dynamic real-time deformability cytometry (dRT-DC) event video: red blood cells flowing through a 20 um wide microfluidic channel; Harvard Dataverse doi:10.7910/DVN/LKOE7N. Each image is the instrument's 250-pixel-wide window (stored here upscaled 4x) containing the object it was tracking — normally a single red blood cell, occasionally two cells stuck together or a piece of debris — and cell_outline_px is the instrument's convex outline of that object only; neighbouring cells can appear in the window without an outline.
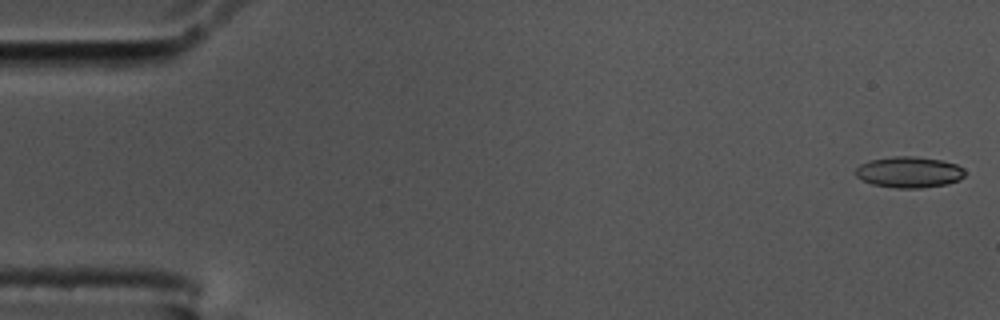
{"species": "common noctule bat (a hibernating species)", "species_latin": "Nyctalus noctula", "temperature_condition": "cold", "stored_images_in_passage": 32, "camera_frame_rate_fps": 3000, "um_per_image_px": 0.085, "animal": {"sex": "male", "body_mass_g": 17.5, "forearm_length_mm": 52.3}, "frame": {"image": 1, "passage_image": 1, "time_ms": 0.0, "image_size_px": [1000, 320], "cell_outline_px": [[964, 176], [960, 180], [948, 184], [920, 188], [896, 188], [872, 184], [856, 176], [856, 168], [860, 164], [868, 160], [892, 156], [912, 156], [940, 160], [956, 164], [964, 168]], "centroid_in_image_um": [77.28, 14.63], "position_along_channel_um": 7.7, "area_um2": 19.83}}
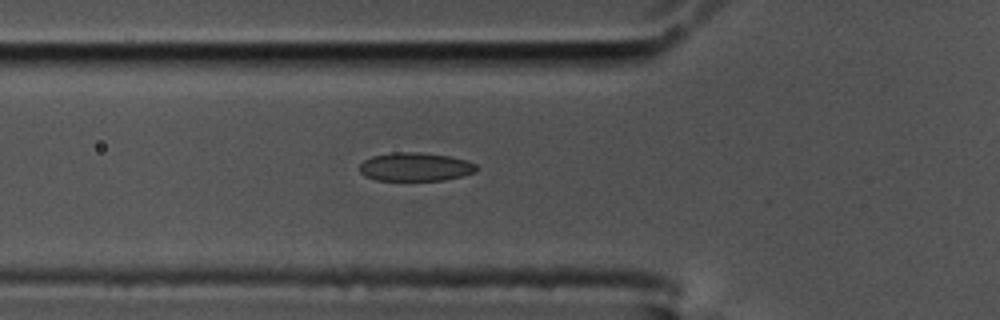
{"frame": {"image": 2, "passage_image": 19, "time_ms": 6.0, "image_size_px": [1000, 320], "cell_outline_px": [[480, 168], [476, 172], [444, 180], [376, 180], [364, 176], [360, 172], [360, 164], [364, 160], [372, 156], [392, 152], [420, 152], [448, 156], [468, 160], [476, 164]], "centroid_in_image_um": [35.32, 14.18], "position_along_channel_um": 90.5, "area_um2": 19.54}}
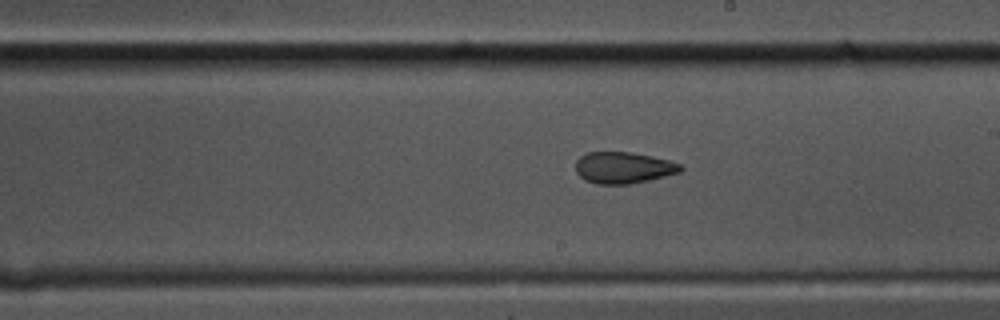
{"frame": {"image": 3, "passage_image": 31, "time_ms": 10.0, "image_size_px": [1000, 320], "cell_outline_px": [[684, 168], [680, 172], [648, 180], [628, 184], [596, 184], [584, 180], [576, 172], [576, 160], [580, 156], [588, 152], [628, 152], [652, 156], [668, 160], [680, 164]], "centroid_in_image_um": [52.96, 14.25], "position_along_channel_um": 236.0, "area_um2": 19.19}}